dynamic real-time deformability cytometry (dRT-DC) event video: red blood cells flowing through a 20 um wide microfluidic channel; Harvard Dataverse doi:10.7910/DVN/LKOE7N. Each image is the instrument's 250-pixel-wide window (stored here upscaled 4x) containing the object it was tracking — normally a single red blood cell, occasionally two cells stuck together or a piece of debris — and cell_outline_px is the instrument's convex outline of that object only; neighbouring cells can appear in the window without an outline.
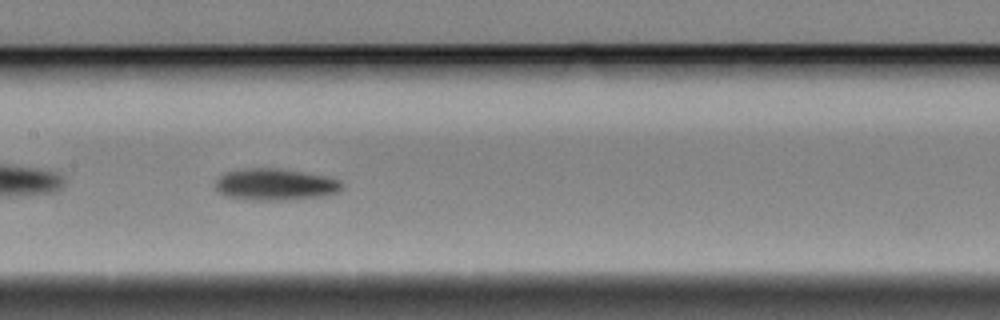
{"species": "Egyptian fruit bat (a non-hibernating species)", "species_latin": "Rousettus aegyptiacus", "temperature_condition": "cold", "stored_images_in_passage": 20, "camera_frame_rate_fps": 3000, "um_per_image_px": 0.085, "animal": {"sex": "female"}, "frame": {"image": 1, "passage_image": 16, "time_ms": 5.0, "image_size_px": [1000, 320], "cell_outline_px": [[340, 188], [336, 192], [324, 196], [284, 200], [252, 200], [228, 196], [216, 192], [216, 180], [220, 176], [228, 172], [244, 168], [280, 168], [324, 176], [340, 180]], "centroid_in_image_um": [23.35, 15.68], "position_along_channel_um": 184.0, "area_um2": 23.12}}